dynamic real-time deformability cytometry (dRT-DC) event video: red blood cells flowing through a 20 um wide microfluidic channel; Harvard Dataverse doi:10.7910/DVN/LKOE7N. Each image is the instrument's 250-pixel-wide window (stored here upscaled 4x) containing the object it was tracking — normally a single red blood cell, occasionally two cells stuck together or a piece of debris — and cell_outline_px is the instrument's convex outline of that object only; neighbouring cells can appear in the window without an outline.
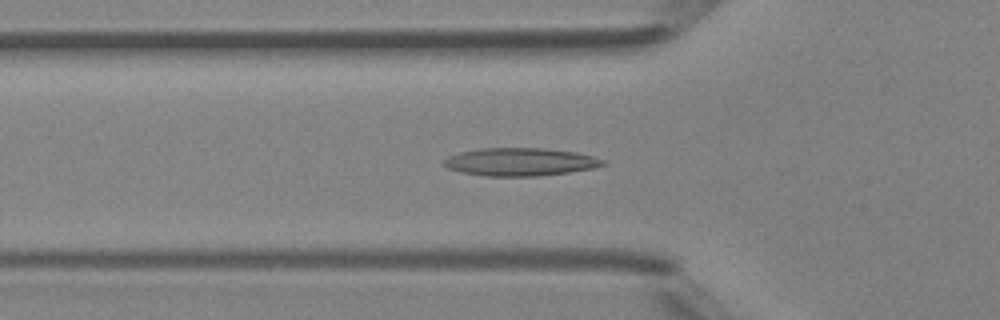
{"species": "Egyptian fruit bat (a non-hibernating species)", "species_latin": "Rousettus aegyptiacus", "temperature_condition": "room temperature", "stored_images_in_passage": 48, "camera_frame_rate_fps": 3000, "um_per_image_px": 0.085, "animal": {"sex": "female"}, "frame": {"image": 1, "passage_image": 16, "time_ms": 5.0, "image_size_px": [1000, 320], "cell_outline_px": [[608, 164], [596, 168], [568, 172], [536, 176], [488, 176], [460, 172], [448, 168], [444, 164], [444, 160], [448, 156], [460, 152], [484, 148], [544, 148], [576, 152], [592, 156], [604, 160]], "centroid_in_image_um": [44.25, 13.76], "position_along_channel_um": 81.6, "area_um2": 25.84}}
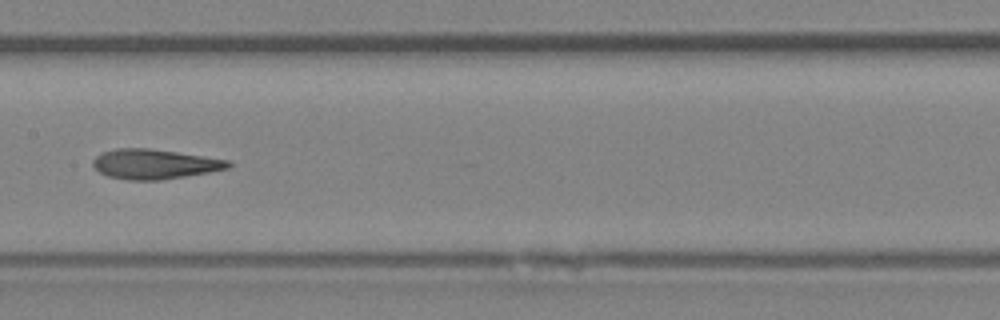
{"frame": {"image": 2, "passage_image": 24, "time_ms": 7.667, "image_size_px": [1000, 320], "cell_outline_px": [[232, 164], [228, 168], [208, 172], [160, 180], [128, 180], [108, 176], [100, 172], [92, 164], [92, 160], [100, 152], [116, 148], [148, 148], [204, 156], [228, 160]], "centroid_in_image_um": [13.09, 13.94], "position_along_channel_um": 194.3, "area_um2": 23.35}}
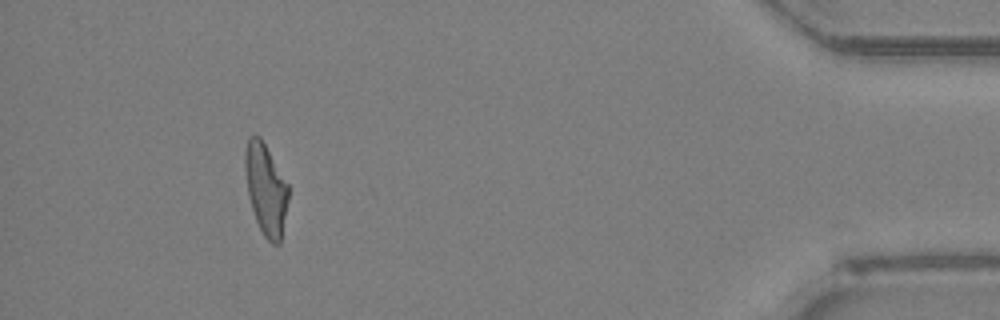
{"frame": {"image": 3, "passage_image": 44, "time_ms": 14.333, "image_size_px": [1000, 320], "cell_outline_px": [[288, 200], [280, 244], [272, 244], [264, 236], [256, 220], [248, 196], [244, 168], [244, 152], [248, 136], [260, 136], [288, 184]], "centroid_in_image_um": [22.58, 16.07], "position_along_channel_um": 412.6, "area_um2": 22.95}, "authors_computed_cell_mechanics": {"area_um2": 23.9292, "velocity_mm_per_s": 4.2366, "shape_relaxation_time_tau1_ms": null, "shape_relaxation_time_tau2_ms": 2.5442, "deformation_change_tau1": null, "deformation_change_tau2": 0.1188}}